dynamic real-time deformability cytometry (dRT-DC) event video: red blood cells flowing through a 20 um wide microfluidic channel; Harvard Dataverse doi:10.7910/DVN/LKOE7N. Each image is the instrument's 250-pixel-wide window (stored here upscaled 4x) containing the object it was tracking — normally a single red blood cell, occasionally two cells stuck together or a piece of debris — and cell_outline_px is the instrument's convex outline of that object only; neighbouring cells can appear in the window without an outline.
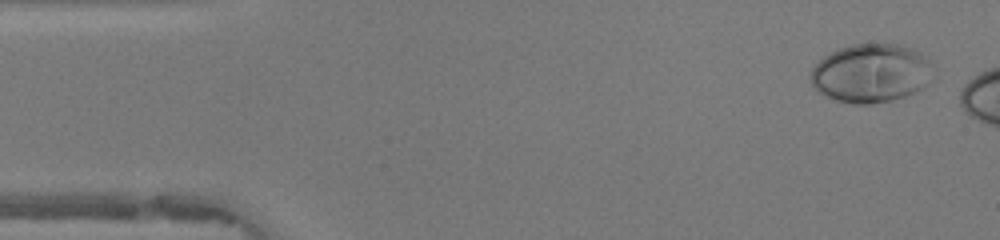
{"species": "human", "species_latin": "Homo sapiens", "temperature_condition": "warm", "stored_images_in_passage": 7, "camera_frame_rate_fps": 3000, "um_per_image_px": 0.085, "donor": {"sex": "female"}, "frame": {"image": 1, "passage_image": 2, "time_ms": 0.333, "image_size_px": [1000, 240], "cell_outline_px": [[928, 84], [904, 96], [892, 100], [872, 104], [852, 104], [836, 100], [816, 92], [808, 80], [808, 76], [812, 68], [828, 52], [836, 48], [852, 44], [900, 44], [920, 52], [928, 60]], "centroid_in_image_um": [73.91, 6.22], "position_along_channel_um": 11.1, "area_um2": 41.85}}